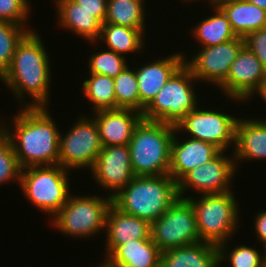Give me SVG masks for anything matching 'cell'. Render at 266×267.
<instances>
[{
	"label": "cell",
	"instance_id": "obj_1",
	"mask_svg": "<svg viewBox=\"0 0 266 267\" xmlns=\"http://www.w3.org/2000/svg\"><path fill=\"white\" fill-rule=\"evenodd\" d=\"M46 50L39 33L29 31L18 43L10 67L0 77L20 107H48L50 104L52 73ZM28 97L31 102L25 101Z\"/></svg>",
	"mask_w": 266,
	"mask_h": 267
},
{
	"label": "cell",
	"instance_id": "obj_2",
	"mask_svg": "<svg viewBox=\"0 0 266 267\" xmlns=\"http://www.w3.org/2000/svg\"><path fill=\"white\" fill-rule=\"evenodd\" d=\"M19 109L12 127L2 121L0 127L10 137L20 167L58 165L60 128L48 107Z\"/></svg>",
	"mask_w": 266,
	"mask_h": 267
},
{
	"label": "cell",
	"instance_id": "obj_3",
	"mask_svg": "<svg viewBox=\"0 0 266 267\" xmlns=\"http://www.w3.org/2000/svg\"><path fill=\"white\" fill-rule=\"evenodd\" d=\"M178 198L177 182L169 174L135 176L112 197V203L121 211L151 224Z\"/></svg>",
	"mask_w": 266,
	"mask_h": 267
},
{
	"label": "cell",
	"instance_id": "obj_4",
	"mask_svg": "<svg viewBox=\"0 0 266 267\" xmlns=\"http://www.w3.org/2000/svg\"><path fill=\"white\" fill-rule=\"evenodd\" d=\"M175 126L142 118L128 144L135 176L167 175Z\"/></svg>",
	"mask_w": 266,
	"mask_h": 267
},
{
	"label": "cell",
	"instance_id": "obj_5",
	"mask_svg": "<svg viewBox=\"0 0 266 267\" xmlns=\"http://www.w3.org/2000/svg\"><path fill=\"white\" fill-rule=\"evenodd\" d=\"M200 196L197 199L186 195V200L194 211L200 240L217 246L232 240V236L241 225L240 205L234 192L231 190L224 193L200 194Z\"/></svg>",
	"mask_w": 266,
	"mask_h": 267
},
{
	"label": "cell",
	"instance_id": "obj_6",
	"mask_svg": "<svg viewBox=\"0 0 266 267\" xmlns=\"http://www.w3.org/2000/svg\"><path fill=\"white\" fill-rule=\"evenodd\" d=\"M69 172L60 165L26 167L21 170L19 187L31 205L52 218L71 194Z\"/></svg>",
	"mask_w": 266,
	"mask_h": 267
},
{
	"label": "cell",
	"instance_id": "obj_7",
	"mask_svg": "<svg viewBox=\"0 0 266 267\" xmlns=\"http://www.w3.org/2000/svg\"><path fill=\"white\" fill-rule=\"evenodd\" d=\"M80 195L71 193L49 224L67 237L86 239L105 230V217L112 198Z\"/></svg>",
	"mask_w": 266,
	"mask_h": 267
},
{
	"label": "cell",
	"instance_id": "obj_8",
	"mask_svg": "<svg viewBox=\"0 0 266 267\" xmlns=\"http://www.w3.org/2000/svg\"><path fill=\"white\" fill-rule=\"evenodd\" d=\"M195 82L198 83L191 70L183 64L144 109L143 118L175 126L199 105Z\"/></svg>",
	"mask_w": 266,
	"mask_h": 267
},
{
	"label": "cell",
	"instance_id": "obj_9",
	"mask_svg": "<svg viewBox=\"0 0 266 267\" xmlns=\"http://www.w3.org/2000/svg\"><path fill=\"white\" fill-rule=\"evenodd\" d=\"M204 109L198 105L187 113L175 125L177 134L213 144L220 151H227L232 146L234 150L238 117L221 109Z\"/></svg>",
	"mask_w": 266,
	"mask_h": 267
},
{
	"label": "cell",
	"instance_id": "obj_10",
	"mask_svg": "<svg viewBox=\"0 0 266 267\" xmlns=\"http://www.w3.org/2000/svg\"><path fill=\"white\" fill-rule=\"evenodd\" d=\"M102 148L95 120L84 114L66 134L60 132L58 165L69 171L83 168L90 171Z\"/></svg>",
	"mask_w": 266,
	"mask_h": 267
},
{
	"label": "cell",
	"instance_id": "obj_11",
	"mask_svg": "<svg viewBox=\"0 0 266 267\" xmlns=\"http://www.w3.org/2000/svg\"><path fill=\"white\" fill-rule=\"evenodd\" d=\"M150 237L161 252L201 242L191 204L179 197L151 223Z\"/></svg>",
	"mask_w": 266,
	"mask_h": 267
},
{
	"label": "cell",
	"instance_id": "obj_12",
	"mask_svg": "<svg viewBox=\"0 0 266 267\" xmlns=\"http://www.w3.org/2000/svg\"><path fill=\"white\" fill-rule=\"evenodd\" d=\"M225 152L227 151H220L210 161L187 172L177 182L179 197L186 199L187 190L197 192L198 195L233 190L232 182L238 171L233 152L231 156Z\"/></svg>",
	"mask_w": 266,
	"mask_h": 267
},
{
	"label": "cell",
	"instance_id": "obj_13",
	"mask_svg": "<svg viewBox=\"0 0 266 267\" xmlns=\"http://www.w3.org/2000/svg\"><path fill=\"white\" fill-rule=\"evenodd\" d=\"M244 45V38L238 37L228 42L201 47L199 51L186 57L184 64L191 70V73L198 83H211L219 87L227 78L231 64L236 59L239 50Z\"/></svg>",
	"mask_w": 266,
	"mask_h": 267
},
{
	"label": "cell",
	"instance_id": "obj_14",
	"mask_svg": "<svg viewBox=\"0 0 266 267\" xmlns=\"http://www.w3.org/2000/svg\"><path fill=\"white\" fill-rule=\"evenodd\" d=\"M266 79V70L245 45L241 47L226 80L218 87L233 103L250 102ZM250 99V100H249Z\"/></svg>",
	"mask_w": 266,
	"mask_h": 267
},
{
	"label": "cell",
	"instance_id": "obj_15",
	"mask_svg": "<svg viewBox=\"0 0 266 267\" xmlns=\"http://www.w3.org/2000/svg\"><path fill=\"white\" fill-rule=\"evenodd\" d=\"M98 187L114 197L134 177L128 145L103 147L90 171ZM110 192V193H109Z\"/></svg>",
	"mask_w": 266,
	"mask_h": 267
},
{
	"label": "cell",
	"instance_id": "obj_16",
	"mask_svg": "<svg viewBox=\"0 0 266 267\" xmlns=\"http://www.w3.org/2000/svg\"><path fill=\"white\" fill-rule=\"evenodd\" d=\"M184 52H176L167 57L153 60L135 68L138 89L140 95V112L152 102L156 94L173 76V74L184 64Z\"/></svg>",
	"mask_w": 266,
	"mask_h": 267
},
{
	"label": "cell",
	"instance_id": "obj_17",
	"mask_svg": "<svg viewBox=\"0 0 266 267\" xmlns=\"http://www.w3.org/2000/svg\"><path fill=\"white\" fill-rule=\"evenodd\" d=\"M177 130L171 143L169 175L178 182L190 170L214 158L220 150L213 144L187 137L179 139ZM183 140V141H182Z\"/></svg>",
	"mask_w": 266,
	"mask_h": 267
},
{
	"label": "cell",
	"instance_id": "obj_18",
	"mask_svg": "<svg viewBox=\"0 0 266 267\" xmlns=\"http://www.w3.org/2000/svg\"><path fill=\"white\" fill-rule=\"evenodd\" d=\"M103 147L128 145L135 127L143 118L142 113L133 109H109L93 112Z\"/></svg>",
	"mask_w": 266,
	"mask_h": 267
},
{
	"label": "cell",
	"instance_id": "obj_19",
	"mask_svg": "<svg viewBox=\"0 0 266 267\" xmlns=\"http://www.w3.org/2000/svg\"><path fill=\"white\" fill-rule=\"evenodd\" d=\"M105 258L119 245L134 239H150L151 224L118 209L113 203L105 217Z\"/></svg>",
	"mask_w": 266,
	"mask_h": 267
},
{
	"label": "cell",
	"instance_id": "obj_20",
	"mask_svg": "<svg viewBox=\"0 0 266 267\" xmlns=\"http://www.w3.org/2000/svg\"><path fill=\"white\" fill-rule=\"evenodd\" d=\"M232 152L236 167L243 161L266 160V120L238 118Z\"/></svg>",
	"mask_w": 266,
	"mask_h": 267
},
{
	"label": "cell",
	"instance_id": "obj_21",
	"mask_svg": "<svg viewBox=\"0 0 266 267\" xmlns=\"http://www.w3.org/2000/svg\"><path fill=\"white\" fill-rule=\"evenodd\" d=\"M101 264L104 267H160L161 251L150 239H134L117 246Z\"/></svg>",
	"mask_w": 266,
	"mask_h": 267
},
{
	"label": "cell",
	"instance_id": "obj_22",
	"mask_svg": "<svg viewBox=\"0 0 266 267\" xmlns=\"http://www.w3.org/2000/svg\"><path fill=\"white\" fill-rule=\"evenodd\" d=\"M57 25L90 42L99 39L102 23L73 0H54Z\"/></svg>",
	"mask_w": 266,
	"mask_h": 267
},
{
	"label": "cell",
	"instance_id": "obj_23",
	"mask_svg": "<svg viewBox=\"0 0 266 267\" xmlns=\"http://www.w3.org/2000/svg\"><path fill=\"white\" fill-rule=\"evenodd\" d=\"M160 267H219V249L202 241L169 249L161 252Z\"/></svg>",
	"mask_w": 266,
	"mask_h": 267
},
{
	"label": "cell",
	"instance_id": "obj_24",
	"mask_svg": "<svg viewBox=\"0 0 266 267\" xmlns=\"http://www.w3.org/2000/svg\"><path fill=\"white\" fill-rule=\"evenodd\" d=\"M238 37L266 27V10L247 0H226L217 5Z\"/></svg>",
	"mask_w": 266,
	"mask_h": 267
},
{
	"label": "cell",
	"instance_id": "obj_25",
	"mask_svg": "<svg viewBox=\"0 0 266 267\" xmlns=\"http://www.w3.org/2000/svg\"><path fill=\"white\" fill-rule=\"evenodd\" d=\"M146 30L133 29L126 26L103 23L99 39L95 43L104 42L108 50L125 57L130 53L143 52L146 48Z\"/></svg>",
	"mask_w": 266,
	"mask_h": 267
},
{
	"label": "cell",
	"instance_id": "obj_26",
	"mask_svg": "<svg viewBox=\"0 0 266 267\" xmlns=\"http://www.w3.org/2000/svg\"><path fill=\"white\" fill-rule=\"evenodd\" d=\"M211 7L214 15L206 16L207 18L190 30L193 38L200 43L201 47L218 45L238 38L224 12L217 5L209 8Z\"/></svg>",
	"mask_w": 266,
	"mask_h": 267
},
{
	"label": "cell",
	"instance_id": "obj_27",
	"mask_svg": "<svg viewBox=\"0 0 266 267\" xmlns=\"http://www.w3.org/2000/svg\"><path fill=\"white\" fill-rule=\"evenodd\" d=\"M146 0H107L104 23L146 30Z\"/></svg>",
	"mask_w": 266,
	"mask_h": 267
},
{
	"label": "cell",
	"instance_id": "obj_28",
	"mask_svg": "<svg viewBox=\"0 0 266 267\" xmlns=\"http://www.w3.org/2000/svg\"><path fill=\"white\" fill-rule=\"evenodd\" d=\"M88 79L82 82V92L93 111L116 109L114 78L102 74H88Z\"/></svg>",
	"mask_w": 266,
	"mask_h": 267
},
{
	"label": "cell",
	"instance_id": "obj_29",
	"mask_svg": "<svg viewBox=\"0 0 266 267\" xmlns=\"http://www.w3.org/2000/svg\"><path fill=\"white\" fill-rule=\"evenodd\" d=\"M116 109H133L140 112V95L135 68L128 65L114 78Z\"/></svg>",
	"mask_w": 266,
	"mask_h": 267
},
{
	"label": "cell",
	"instance_id": "obj_30",
	"mask_svg": "<svg viewBox=\"0 0 266 267\" xmlns=\"http://www.w3.org/2000/svg\"><path fill=\"white\" fill-rule=\"evenodd\" d=\"M229 241L221 243L219 249V267L221 263L229 261L231 267H264V254L252 246L238 245L234 248L228 244ZM232 249V250H231ZM229 250V251H228Z\"/></svg>",
	"mask_w": 266,
	"mask_h": 267
},
{
	"label": "cell",
	"instance_id": "obj_31",
	"mask_svg": "<svg viewBox=\"0 0 266 267\" xmlns=\"http://www.w3.org/2000/svg\"><path fill=\"white\" fill-rule=\"evenodd\" d=\"M29 31L25 26L0 21V77L10 67L18 43Z\"/></svg>",
	"mask_w": 266,
	"mask_h": 267
},
{
	"label": "cell",
	"instance_id": "obj_32",
	"mask_svg": "<svg viewBox=\"0 0 266 267\" xmlns=\"http://www.w3.org/2000/svg\"><path fill=\"white\" fill-rule=\"evenodd\" d=\"M95 52L88 58L89 74H102L108 77H117L127 66L126 57L111 50Z\"/></svg>",
	"mask_w": 266,
	"mask_h": 267
},
{
	"label": "cell",
	"instance_id": "obj_33",
	"mask_svg": "<svg viewBox=\"0 0 266 267\" xmlns=\"http://www.w3.org/2000/svg\"><path fill=\"white\" fill-rule=\"evenodd\" d=\"M21 170L12 141L0 127V185L12 181L20 185Z\"/></svg>",
	"mask_w": 266,
	"mask_h": 267
},
{
	"label": "cell",
	"instance_id": "obj_34",
	"mask_svg": "<svg viewBox=\"0 0 266 267\" xmlns=\"http://www.w3.org/2000/svg\"><path fill=\"white\" fill-rule=\"evenodd\" d=\"M30 3L29 0H0V21L29 27L32 31L28 24V17L32 12Z\"/></svg>",
	"mask_w": 266,
	"mask_h": 267
},
{
	"label": "cell",
	"instance_id": "obj_35",
	"mask_svg": "<svg viewBox=\"0 0 266 267\" xmlns=\"http://www.w3.org/2000/svg\"><path fill=\"white\" fill-rule=\"evenodd\" d=\"M244 45L252 51L266 70V27L248 33L244 37Z\"/></svg>",
	"mask_w": 266,
	"mask_h": 267
},
{
	"label": "cell",
	"instance_id": "obj_36",
	"mask_svg": "<svg viewBox=\"0 0 266 267\" xmlns=\"http://www.w3.org/2000/svg\"><path fill=\"white\" fill-rule=\"evenodd\" d=\"M82 9L91 12L102 24L105 21L107 0H73Z\"/></svg>",
	"mask_w": 266,
	"mask_h": 267
},
{
	"label": "cell",
	"instance_id": "obj_37",
	"mask_svg": "<svg viewBox=\"0 0 266 267\" xmlns=\"http://www.w3.org/2000/svg\"><path fill=\"white\" fill-rule=\"evenodd\" d=\"M254 222L255 236H257L260 244L264 245L266 243V210L257 213L254 216Z\"/></svg>",
	"mask_w": 266,
	"mask_h": 267
},
{
	"label": "cell",
	"instance_id": "obj_38",
	"mask_svg": "<svg viewBox=\"0 0 266 267\" xmlns=\"http://www.w3.org/2000/svg\"><path fill=\"white\" fill-rule=\"evenodd\" d=\"M255 95L256 96L259 95L260 98L266 102V79L264 80L261 88L259 89V91Z\"/></svg>",
	"mask_w": 266,
	"mask_h": 267
},
{
	"label": "cell",
	"instance_id": "obj_39",
	"mask_svg": "<svg viewBox=\"0 0 266 267\" xmlns=\"http://www.w3.org/2000/svg\"><path fill=\"white\" fill-rule=\"evenodd\" d=\"M248 2L266 10V0H247Z\"/></svg>",
	"mask_w": 266,
	"mask_h": 267
},
{
	"label": "cell",
	"instance_id": "obj_40",
	"mask_svg": "<svg viewBox=\"0 0 266 267\" xmlns=\"http://www.w3.org/2000/svg\"><path fill=\"white\" fill-rule=\"evenodd\" d=\"M223 1H226V0H208V1L206 0L205 2H209L210 6H212V5H218L219 3Z\"/></svg>",
	"mask_w": 266,
	"mask_h": 267
},
{
	"label": "cell",
	"instance_id": "obj_41",
	"mask_svg": "<svg viewBox=\"0 0 266 267\" xmlns=\"http://www.w3.org/2000/svg\"><path fill=\"white\" fill-rule=\"evenodd\" d=\"M262 246H264L263 248L265 249L263 254H265L264 255V262L266 264V243L264 245H262Z\"/></svg>",
	"mask_w": 266,
	"mask_h": 267
},
{
	"label": "cell",
	"instance_id": "obj_42",
	"mask_svg": "<svg viewBox=\"0 0 266 267\" xmlns=\"http://www.w3.org/2000/svg\"><path fill=\"white\" fill-rule=\"evenodd\" d=\"M182 1H183V2H186V3H188V2L191 3L192 1H194V2H195V1H198V2H199L200 0H182ZM187 1H188V2H187ZM203 1H204V0H203Z\"/></svg>",
	"mask_w": 266,
	"mask_h": 267
}]
</instances>
